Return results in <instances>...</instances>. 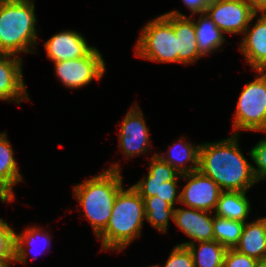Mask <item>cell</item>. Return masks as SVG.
<instances>
[{
    "label": "cell",
    "mask_w": 266,
    "mask_h": 267,
    "mask_svg": "<svg viewBox=\"0 0 266 267\" xmlns=\"http://www.w3.org/2000/svg\"><path fill=\"white\" fill-rule=\"evenodd\" d=\"M238 134L229 138L203 143L199 150V171L215 181L222 191H243L257 183L252 164L243 155Z\"/></svg>",
    "instance_id": "obj_1"
},
{
    "label": "cell",
    "mask_w": 266,
    "mask_h": 267,
    "mask_svg": "<svg viewBox=\"0 0 266 267\" xmlns=\"http://www.w3.org/2000/svg\"><path fill=\"white\" fill-rule=\"evenodd\" d=\"M120 164H112L102 173L74 185L73 195L96 235L106 228L111 217L114 201L124 188Z\"/></svg>",
    "instance_id": "obj_2"
},
{
    "label": "cell",
    "mask_w": 266,
    "mask_h": 267,
    "mask_svg": "<svg viewBox=\"0 0 266 267\" xmlns=\"http://www.w3.org/2000/svg\"><path fill=\"white\" fill-rule=\"evenodd\" d=\"M145 220L143 198L132 188L118 193L106 228L97 236L102 251L120 252L141 236Z\"/></svg>",
    "instance_id": "obj_3"
},
{
    "label": "cell",
    "mask_w": 266,
    "mask_h": 267,
    "mask_svg": "<svg viewBox=\"0 0 266 267\" xmlns=\"http://www.w3.org/2000/svg\"><path fill=\"white\" fill-rule=\"evenodd\" d=\"M35 0H0V53H35ZM31 47L33 49H31Z\"/></svg>",
    "instance_id": "obj_4"
},
{
    "label": "cell",
    "mask_w": 266,
    "mask_h": 267,
    "mask_svg": "<svg viewBox=\"0 0 266 267\" xmlns=\"http://www.w3.org/2000/svg\"><path fill=\"white\" fill-rule=\"evenodd\" d=\"M135 56L158 63H178V39L173 15L165 13L148 21L137 39Z\"/></svg>",
    "instance_id": "obj_5"
},
{
    "label": "cell",
    "mask_w": 266,
    "mask_h": 267,
    "mask_svg": "<svg viewBox=\"0 0 266 267\" xmlns=\"http://www.w3.org/2000/svg\"><path fill=\"white\" fill-rule=\"evenodd\" d=\"M238 97L233 120L234 134L242 130L266 132V81L257 73Z\"/></svg>",
    "instance_id": "obj_6"
},
{
    "label": "cell",
    "mask_w": 266,
    "mask_h": 267,
    "mask_svg": "<svg viewBox=\"0 0 266 267\" xmlns=\"http://www.w3.org/2000/svg\"><path fill=\"white\" fill-rule=\"evenodd\" d=\"M53 63L56 77L70 89L85 87L93 79L100 81L106 71V63L96 47L85 57Z\"/></svg>",
    "instance_id": "obj_7"
},
{
    "label": "cell",
    "mask_w": 266,
    "mask_h": 267,
    "mask_svg": "<svg viewBox=\"0 0 266 267\" xmlns=\"http://www.w3.org/2000/svg\"><path fill=\"white\" fill-rule=\"evenodd\" d=\"M255 13L246 0H216L205 14L223 33L244 34Z\"/></svg>",
    "instance_id": "obj_8"
},
{
    "label": "cell",
    "mask_w": 266,
    "mask_h": 267,
    "mask_svg": "<svg viewBox=\"0 0 266 267\" xmlns=\"http://www.w3.org/2000/svg\"><path fill=\"white\" fill-rule=\"evenodd\" d=\"M187 183L180 191V202L187 208L213 212L222 192L219 185L199 170L181 176Z\"/></svg>",
    "instance_id": "obj_9"
},
{
    "label": "cell",
    "mask_w": 266,
    "mask_h": 267,
    "mask_svg": "<svg viewBox=\"0 0 266 267\" xmlns=\"http://www.w3.org/2000/svg\"><path fill=\"white\" fill-rule=\"evenodd\" d=\"M149 129L137 103L132 105L122 120L119 130V147L125 160L150 151Z\"/></svg>",
    "instance_id": "obj_10"
},
{
    "label": "cell",
    "mask_w": 266,
    "mask_h": 267,
    "mask_svg": "<svg viewBox=\"0 0 266 267\" xmlns=\"http://www.w3.org/2000/svg\"><path fill=\"white\" fill-rule=\"evenodd\" d=\"M212 215V216H210ZM214 213L193 208H177L174 210L173 221L181 231H183L191 241L178 245L188 246L196 242L214 240L213 227Z\"/></svg>",
    "instance_id": "obj_11"
},
{
    "label": "cell",
    "mask_w": 266,
    "mask_h": 267,
    "mask_svg": "<svg viewBox=\"0 0 266 267\" xmlns=\"http://www.w3.org/2000/svg\"><path fill=\"white\" fill-rule=\"evenodd\" d=\"M23 60L19 56L0 53V100L20 104L30 97L23 79Z\"/></svg>",
    "instance_id": "obj_12"
},
{
    "label": "cell",
    "mask_w": 266,
    "mask_h": 267,
    "mask_svg": "<svg viewBox=\"0 0 266 267\" xmlns=\"http://www.w3.org/2000/svg\"><path fill=\"white\" fill-rule=\"evenodd\" d=\"M44 47L52 62L73 60L87 56L95 47L89 46L84 36L72 30H62L47 41Z\"/></svg>",
    "instance_id": "obj_13"
},
{
    "label": "cell",
    "mask_w": 266,
    "mask_h": 267,
    "mask_svg": "<svg viewBox=\"0 0 266 267\" xmlns=\"http://www.w3.org/2000/svg\"><path fill=\"white\" fill-rule=\"evenodd\" d=\"M256 16L258 13L252 17L239 45L240 52L254 71L266 62V13H261L252 27L251 22Z\"/></svg>",
    "instance_id": "obj_14"
},
{
    "label": "cell",
    "mask_w": 266,
    "mask_h": 267,
    "mask_svg": "<svg viewBox=\"0 0 266 267\" xmlns=\"http://www.w3.org/2000/svg\"><path fill=\"white\" fill-rule=\"evenodd\" d=\"M173 15L174 33L178 39V63L192 64L204 57L198 50L194 27V17L182 14L178 10L167 12Z\"/></svg>",
    "instance_id": "obj_15"
},
{
    "label": "cell",
    "mask_w": 266,
    "mask_h": 267,
    "mask_svg": "<svg viewBox=\"0 0 266 267\" xmlns=\"http://www.w3.org/2000/svg\"><path fill=\"white\" fill-rule=\"evenodd\" d=\"M14 150L7 138V133H0V194L11 203L15 200L13 188L21 183L23 177L19 171Z\"/></svg>",
    "instance_id": "obj_16"
},
{
    "label": "cell",
    "mask_w": 266,
    "mask_h": 267,
    "mask_svg": "<svg viewBox=\"0 0 266 267\" xmlns=\"http://www.w3.org/2000/svg\"><path fill=\"white\" fill-rule=\"evenodd\" d=\"M179 173L156 153L150 158L147 175L131 187L141 197L160 196L161 185L174 180Z\"/></svg>",
    "instance_id": "obj_17"
},
{
    "label": "cell",
    "mask_w": 266,
    "mask_h": 267,
    "mask_svg": "<svg viewBox=\"0 0 266 267\" xmlns=\"http://www.w3.org/2000/svg\"><path fill=\"white\" fill-rule=\"evenodd\" d=\"M200 145L201 144L193 145L190 142H185V137H181L180 140L178 139L177 143L169 146L170 150H167V152H165L166 154H156L180 175L188 174L199 169ZM186 163H191V166H187Z\"/></svg>",
    "instance_id": "obj_18"
},
{
    "label": "cell",
    "mask_w": 266,
    "mask_h": 267,
    "mask_svg": "<svg viewBox=\"0 0 266 267\" xmlns=\"http://www.w3.org/2000/svg\"><path fill=\"white\" fill-rule=\"evenodd\" d=\"M235 249L257 260L266 258V217L245 223Z\"/></svg>",
    "instance_id": "obj_19"
},
{
    "label": "cell",
    "mask_w": 266,
    "mask_h": 267,
    "mask_svg": "<svg viewBox=\"0 0 266 267\" xmlns=\"http://www.w3.org/2000/svg\"><path fill=\"white\" fill-rule=\"evenodd\" d=\"M246 193L243 191H222L213 212L214 215L246 223L251 211V203Z\"/></svg>",
    "instance_id": "obj_20"
},
{
    "label": "cell",
    "mask_w": 266,
    "mask_h": 267,
    "mask_svg": "<svg viewBox=\"0 0 266 267\" xmlns=\"http://www.w3.org/2000/svg\"><path fill=\"white\" fill-rule=\"evenodd\" d=\"M200 17L194 21L195 34L197 39L198 50L205 57L226 42L224 33L213 23L205 14H199Z\"/></svg>",
    "instance_id": "obj_21"
},
{
    "label": "cell",
    "mask_w": 266,
    "mask_h": 267,
    "mask_svg": "<svg viewBox=\"0 0 266 267\" xmlns=\"http://www.w3.org/2000/svg\"><path fill=\"white\" fill-rule=\"evenodd\" d=\"M45 231L46 230H43L41 227L32 225L19 234L16 232V234H15V243H16L15 258H16V262L26 265L27 264V256L29 254V252H27V251L31 252L32 250H34L35 249L34 248L35 246L33 247V245H35L34 243L38 244L39 241H41V242H39V244L44 243L43 245L41 244L43 246V248L41 247L42 251L40 250V252L41 253H43V251L45 252L46 248L49 245H51L50 244L51 237L49 236L48 232L47 231L45 232ZM34 257H35V254H34Z\"/></svg>",
    "instance_id": "obj_22"
},
{
    "label": "cell",
    "mask_w": 266,
    "mask_h": 267,
    "mask_svg": "<svg viewBox=\"0 0 266 267\" xmlns=\"http://www.w3.org/2000/svg\"><path fill=\"white\" fill-rule=\"evenodd\" d=\"M188 245L195 267H223L227 249L219 242L205 241Z\"/></svg>",
    "instance_id": "obj_23"
},
{
    "label": "cell",
    "mask_w": 266,
    "mask_h": 267,
    "mask_svg": "<svg viewBox=\"0 0 266 267\" xmlns=\"http://www.w3.org/2000/svg\"><path fill=\"white\" fill-rule=\"evenodd\" d=\"M145 208V219L152 227L161 233L168 230L169 220L174 218V210L171 204L159 199L157 196L142 197Z\"/></svg>",
    "instance_id": "obj_24"
},
{
    "label": "cell",
    "mask_w": 266,
    "mask_h": 267,
    "mask_svg": "<svg viewBox=\"0 0 266 267\" xmlns=\"http://www.w3.org/2000/svg\"><path fill=\"white\" fill-rule=\"evenodd\" d=\"M244 225L245 222L214 215V240L226 249H235L239 243Z\"/></svg>",
    "instance_id": "obj_25"
},
{
    "label": "cell",
    "mask_w": 266,
    "mask_h": 267,
    "mask_svg": "<svg viewBox=\"0 0 266 267\" xmlns=\"http://www.w3.org/2000/svg\"><path fill=\"white\" fill-rule=\"evenodd\" d=\"M15 234L14 229L0 218V260H16Z\"/></svg>",
    "instance_id": "obj_26"
},
{
    "label": "cell",
    "mask_w": 266,
    "mask_h": 267,
    "mask_svg": "<svg viewBox=\"0 0 266 267\" xmlns=\"http://www.w3.org/2000/svg\"><path fill=\"white\" fill-rule=\"evenodd\" d=\"M251 160L256 166L252 164V172L256 180H266V138L258 141V143L248 152Z\"/></svg>",
    "instance_id": "obj_27"
},
{
    "label": "cell",
    "mask_w": 266,
    "mask_h": 267,
    "mask_svg": "<svg viewBox=\"0 0 266 267\" xmlns=\"http://www.w3.org/2000/svg\"><path fill=\"white\" fill-rule=\"evenodd\" d=\"M151 267L160 266L152 265ZM164 267H195L192 254L188 247L176 245L168 256Z\"/></svg>",
    "instance_id": "obj_28"
},
{
    "label": "cell",
    "mask_w": 266,
    "mask_h": 267,
    "mask_svg": "<svg viewBox=\"0 0 266 267\" xmlns=\"http://www.w3.org/2000/svg\"><path fill=\"white\" fill-rule=\"evenodd\" d=\"M258 260L238 252L236 249H227L223 267H256Z\"/></svg>",
    "instance_id": "obj_29"
},
{
    "label": "cell",
    "mask_w": 266,
    "mask_h": 267,
    "mask_svg": "<svg viewBox=\"0 0 266 267\" xmlns=\"http://www.w3.org/2000/svg\"><path fill=\"white\" fill-rule=\"evenodd\" d=\"M182 175H178L174 180L164 182L163 185H161L160 189V196L159 199L168 202L173 207L175 205V202L179 204L180 202V192L177 193V184L178 179L181 178Z\"/></svg>",
    "instance_id": "obj_30"
},
{
    "label": "cell",
    "mask_w": 266,
    "mask_h": 267,
    "mask_svg": "<svg viewBox=\"0 0 266 267\" xmlns=\"http://www.w3.org/2000/svg\"><path fill=\"white\" fill-rule=\"evenodd\" d=\"M188 10L191 11L190 16L194 14L206 13L208 2L206 0H182Z\"/></svg>",
    "instance_id": "obj_31"
},
{
    "label": "cell",
    "mask_w": 266,
    "mask_h": 267,
    "mask_svg": "<svg viewBox=\"0 0 266 267\" xmlns=\"http://www.w3.org/2000/svg\"><path fill=\"white\" fill-rule=\"evenodd\" d=\"M256 13H266V0H246Z\"/></svg>",
    "instance_id": "obj_32"
},
{
    "label": "cell",
    "mask_w": 266,
    "mask_h": 267,
    "mask_svg": "<svg viewBox=\"0 0 266 267\" xmlns=\"http://www.w3.org/2000/svg\"><path fill=\"white\" fill-rule=\"evenodd\" d=\"M255 71L266 81V62Z\"/></svg>",
    "instance_id": "obj_33"
},
{
    "label": "cell",
    "mask_w": 266,
    "mask_h": 267,
    "mask_svg": "<svg viewBox=\"0 0 266 267\" xmlns=\"http://www.w3.org/2000/svg\"><path fill=\"white\" fill-rule=\"evenodd\" d=\"M12 262H16V260H0V267H10Z\"/></svg>",
    "instance_id": "obj_34"
},
{
    "label": "cell",
    "mask_w": 266,
    "mask_h": 267,
    "mask_svg": "<svg viewBox=\"0 0 266 267\" xmlns=\"http://www.w3.org/2000/svg\"><path fill=\"white\" fill-rule=\"evenodd\" d=\"M256 267H266V258L258 260Z\"/></svg>",
    "instance_id": "obj_35"
},
{
    "label": "cell",
    "mask_w": 266,
    "mask_h": 267,
    "mask_svg": "<svg viewBox=\"0 0 266 267\" xmlns=\"http://www.w3.org/2000/svg\"><path fill=\"white\" fill-rule=\"evenodd\" d=\"M0 200L3 202V204L8 202L2 194H0Z\"/></svg>",
    "instance_id": "obj_36"
},
{
    "label": "cell",
    "mask_w": 266,
    "mask_h": 267,
    "mask_svg": "<svg viewBox=\"0 0 266 267\" xmlns=\"http://www.w3.org/2000/svg\"><path fill=\"white\" fill-rule=\"evenodd\" d=\"M206 1H207V2L209 3V2H213V1H216V0H206Z\"/></svg>",
    "instance_id": "obj_37"
}]
</instances>
